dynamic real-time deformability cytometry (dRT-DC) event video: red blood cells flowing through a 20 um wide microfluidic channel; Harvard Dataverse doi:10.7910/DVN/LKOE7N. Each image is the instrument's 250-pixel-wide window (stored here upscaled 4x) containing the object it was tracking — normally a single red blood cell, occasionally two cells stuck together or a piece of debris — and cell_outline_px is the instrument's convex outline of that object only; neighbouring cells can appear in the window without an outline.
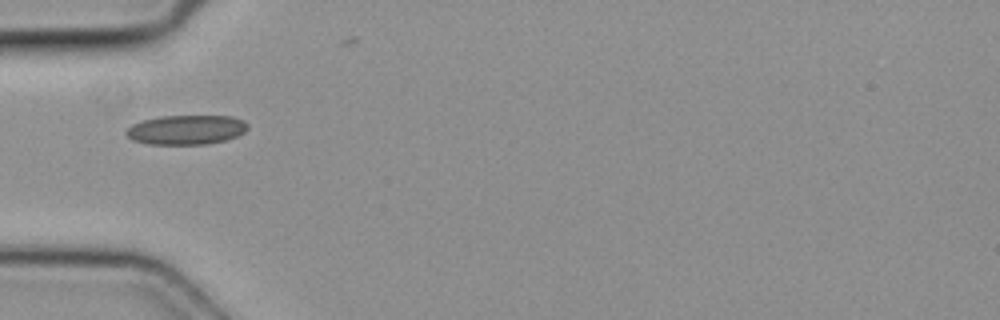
{"species": "common noctule bat (a hibernating species)", "species_latin": "Nyctalus noctula", "temperature_condition": "cold", "stored_images_in_passage": 3, "camera_frame_rate_fps": 3000, "um_per_image_px": 0.085, "animal": {"sex": "female", "body_mass_g": 19.3, "forearm_length_mm": 54.1}, "frame": {"image": 1, "passage_image": 2, "time_ms": 0.333, "image_size_px": [1000, 320], "cell_outline_px": [[248, 128], [244, 132], [236, 136], [224, 140], [208, 144], [148, 144], [132, 140], [124, 132], [132, 124], [144, 120], [160, 116], [232, 116], [244, 120], [248, 124]], "centroid_in_image_um": [15.84, 11.03], "position_along_channel_um": 69.2, "area_um2": 20.87}}
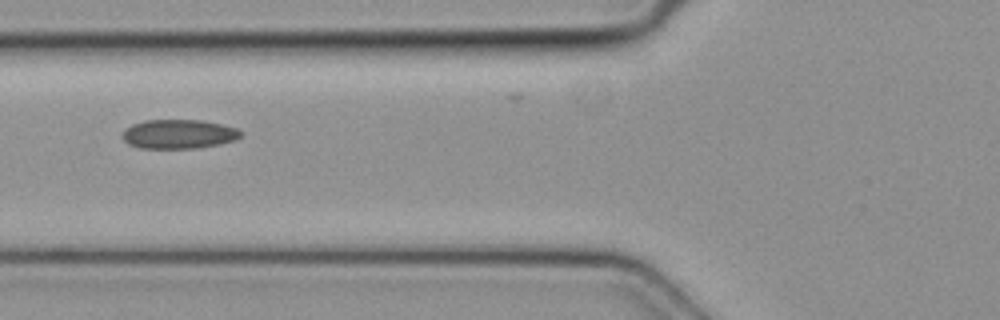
{"frame": {"image": 2, "passage_image": 3, "time_ms": 0.667, "image_size_px": [1000, 320], "cell_outline_px": [[240, 136], [232, 140], [220, 144], [196, 148], [140, 148], [128, 144], [120, 136], [132, 124], [144, 120], [200, 120], [220, 124], [236, 128], [240, 132]], "centroid_in_image_um": [15.14, 11.4], "position_along_channel_um": 110.7, "area_um2": 19.88}}